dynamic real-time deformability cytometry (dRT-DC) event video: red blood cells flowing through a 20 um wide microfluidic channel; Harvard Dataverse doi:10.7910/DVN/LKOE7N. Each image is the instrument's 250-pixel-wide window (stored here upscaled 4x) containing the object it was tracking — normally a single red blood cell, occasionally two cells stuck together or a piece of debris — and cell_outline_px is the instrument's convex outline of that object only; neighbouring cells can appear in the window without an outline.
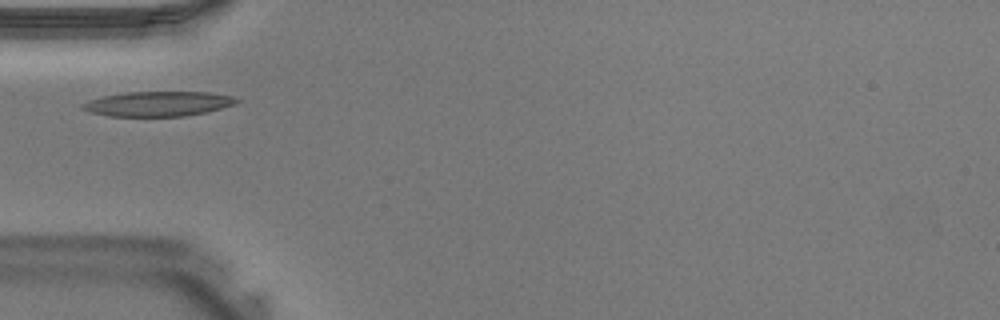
{"species": "Egyptian fruit bat (a non-hibernating species)", "species_latin": "Rousettus aegyptiacus", "temperature_condition": "warm", "stored_images_in_passage": 29, "camera_frame_rate_fps": 3000, "um_per_image_px": 0.085, "animal": {"sex": "male"}, "frame": {"image": 1, "passage_image": 1, "time_ms": 0.0, "image_size_px": [1000, 320], "cell_outline_px": [[240, 100], [236, 104], [208, 112], [184, 116], [108, 116], [88, 112], [80, 108], [80, 104], [88, 100], [104, 96], [124, 92], [208, 92], [232, 96]], "centroid_in_image_um": [13.41, 8.82], "position_along_channel_um": 71.6, "area_um2": 22.48}}
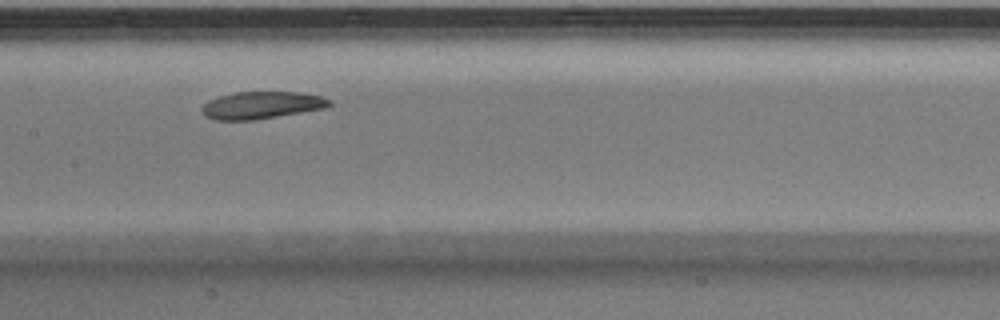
{"frame": {"image": 2, "passage_image": 8, "time_ms": 2.333, "image_size_px": [1000, 320], "cell_outline_px": [[332, 104], [328, 108], [252, 120], [212, 120], [204, 116], [200, 112], [200, 108], [208, 100], [220, 96], [236, 92], [296, 92], [320, 96], [332, 100]], "centroid_in_image_um": [22.21, 8.95], "position_along_channel_um": 185.2, "area_um2": 20.4}}
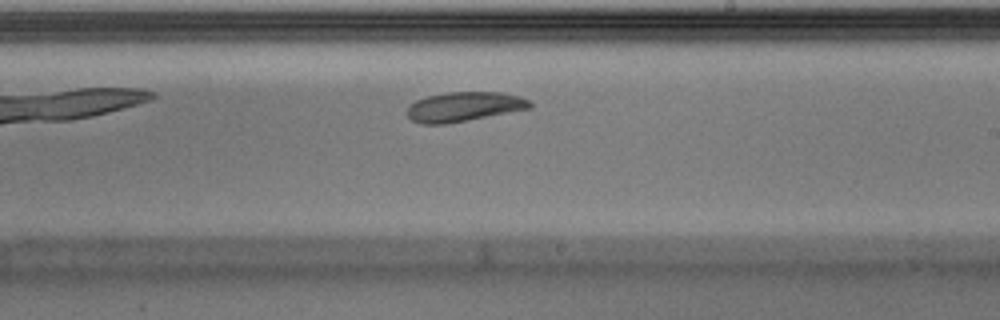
{"frame": {"image": 3, "passage_image": 12, "time_ms": 3.667, "image_size_px": [1000, 320], "cell_outline_px": [[532, 108], [468, 120], [444, 124], [420, 124], [412, 120], [408, 116], [408, 108], [416, 100], [428, 96], [448, 92], [500, 92], [520, 96], [528, 100], [532, 104]], "centroid_in_image_um": [39.46, 9.07], "position_along_channel_um": 249.5, "area_um2": 20.98}}